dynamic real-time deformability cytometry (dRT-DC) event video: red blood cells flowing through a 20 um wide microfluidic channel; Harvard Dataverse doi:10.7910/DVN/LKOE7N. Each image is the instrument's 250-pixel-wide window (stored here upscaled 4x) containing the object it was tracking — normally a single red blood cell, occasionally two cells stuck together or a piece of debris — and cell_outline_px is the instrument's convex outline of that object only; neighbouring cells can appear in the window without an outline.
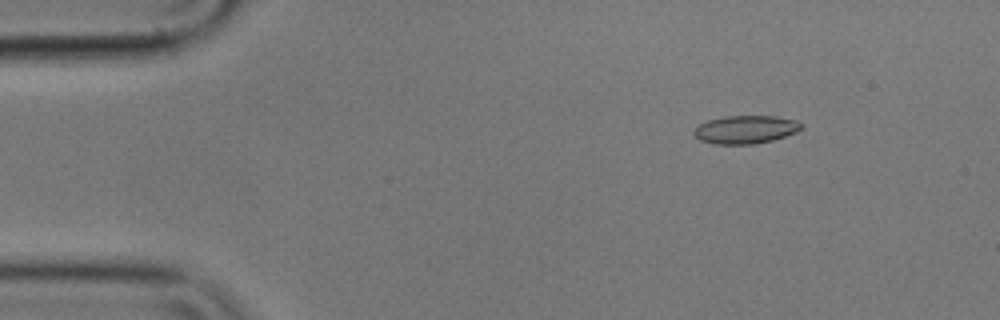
{"species": "common noctule bat (a hibernating species)", "species_latin": "Nyctalus noctula", "temperature_condition": "cold", "stored_images_in_passage": 55, "camera_frame_rate_fps": 3000, "um_per_image_px": 0.085, "animal": {"sex": "male", "body_mass_g": 17.9}, "frame": {"image": 1, "passage_image": 7, "time_ms": 2.0, "image_size_px": [1000, 320], "cell_outline_px": [[804, 128], [796, 132], [772, 140], [756, 144], [712, 144], [700, 140], [692, 132], [700, 124], [708, 120], [724, 116], [776, 116], [796, 120], [804, 124]], "centroid_in_image_um": [63.4, 11.01], "position_along_channel_um": 21.6, "area_um2": 17.69}}
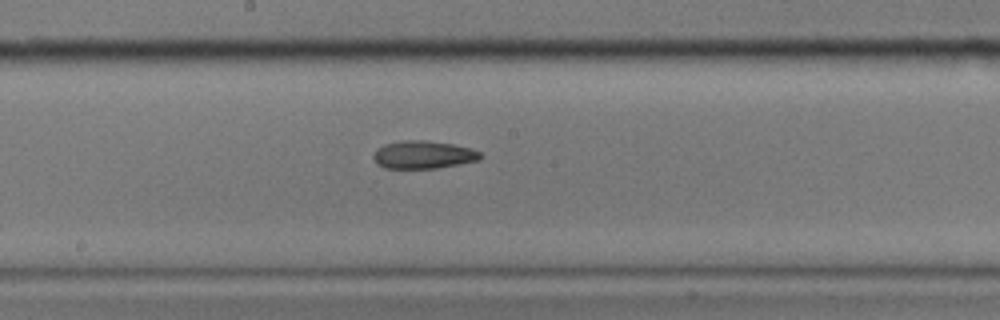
{"frame": {"image": 2, "passage_image": 29, "time_ms": 9.333, "image_size_px": [1000, 320], "cell_outline_px": [[484, 156], [480, 160], [436, 168], [384, 168], [376, 164], [372, 156], [376, 148], [384, 144], [404, 140], [424, 140], [452, 144], [472, 148], [480, 152]], "centroid_in_image_um": [35.97, 13.15], "position_along_channel_um": 212.2, "area_um2": 17.51}}
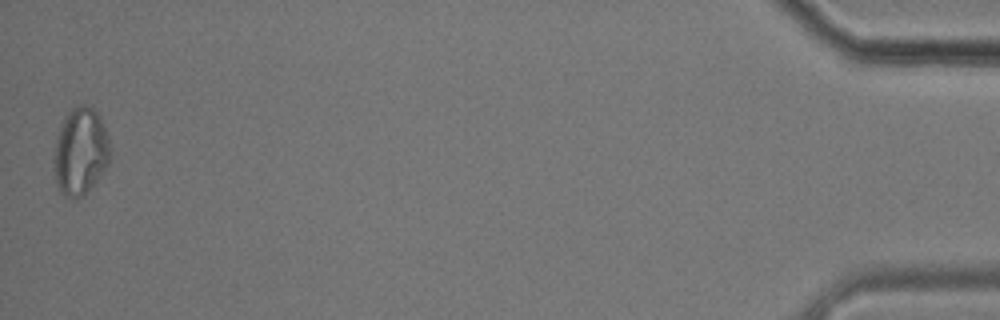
{"frame": {"image": 3, "passage_image": 55, "time_ms": 18.0, "image_size_px": [1000, 320], "cell_outline_px": [[108, 164], [96, 180], [80, 196], [64, 196], [60, 192], [56, 180], [52, 160], [56, 136], [60, 124], [64, 116], [76, 104], [84, 104], [92, 108], [96, 112], [108, 136]], "centroid_in_image_um": [6.77, 12.81], "position_along_channel_um": 428.4, "area_um2": 28.09}, "authors_computed_cell_mechanics": {"area_um2": 18.0336, "velocity_mm_per_s": 3.5649, "shape_relaxation_time_tau1_ms": 5.1414, "shape_relaxation_time_tau2_ms": null, "deformation_change_tau1": 0.1125, "deformation_change_tau2": null}}